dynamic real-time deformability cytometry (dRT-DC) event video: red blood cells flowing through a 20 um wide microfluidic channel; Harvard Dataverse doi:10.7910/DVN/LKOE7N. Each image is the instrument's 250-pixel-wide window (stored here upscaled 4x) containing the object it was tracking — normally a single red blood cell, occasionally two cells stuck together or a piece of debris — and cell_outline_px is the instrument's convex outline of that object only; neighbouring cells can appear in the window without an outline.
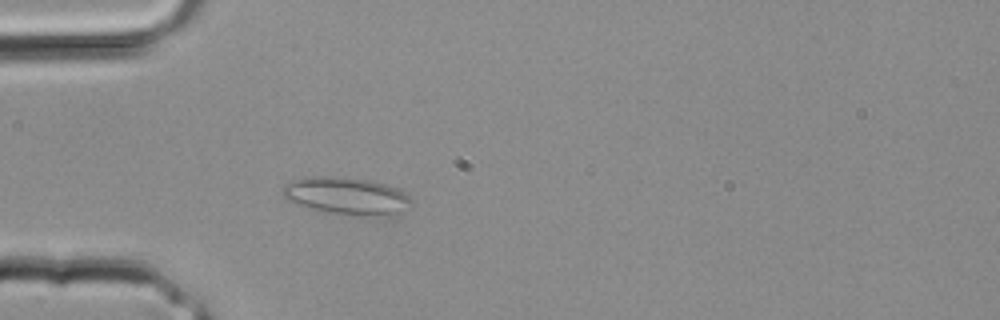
{"species": "common noctule bat (a hibernating species)", "species_latin": "Nyctalus noctula", "temperature_condition": "room temperature", "stored_images_in_passage": 23, "camera_frame_rate_fps": 3000, "um_per_image_px": 0.085, "animal": {"sex": "male", "body_mass_g": 20.4}, "frame": {"image": 1, "passage_image": 4, "time_ms": 1.0, "image_size_px": [1000, 320], "cell_outline_px": [[412, 204], [392, 216], [364, 216], [324, 212], [308, 208], [296, 204], [288, 200], [284, 196], [284, 184], [292, 180], [304, 176], [344, 176], [368, 180], [388, 184], [404, 192], [412, 200]], "centroid_in_image_um": [29.46, 16.65], "position_along_channel_um": 55.5, "area_um2": 28.38}}
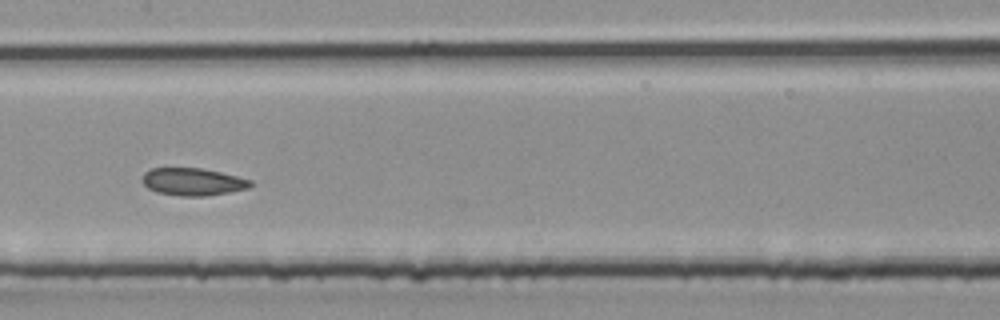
{"frame": {"image": 2, "passage_image": 11, "time_ms": 3.333, "image_size_px": [1000, 320], "cell_outline_px": [[252, 184], [248, 188], [228, 192], [204, 196], [180, 196], [156, 192], [148, 188], [140, 180], [144, 172], [152, 168], [200, 168], [220, 172], [252, 180]], "centroid_in_image_um": [16.34, 15.45], "position_along_channel_um": 191.1, "area_um2": 17.28}}
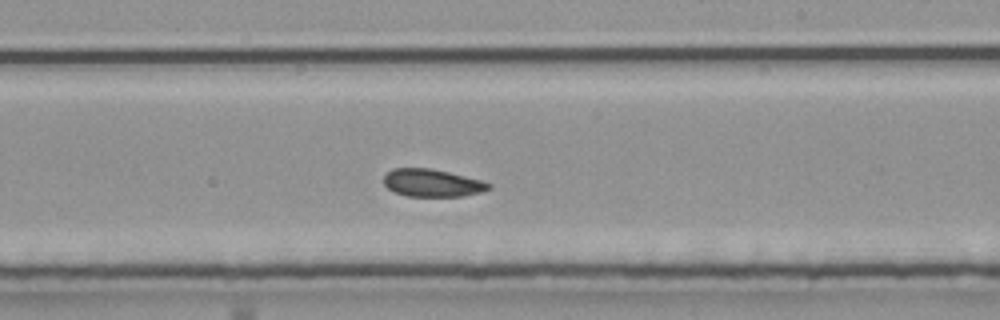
{"frame": {"image": 3, "passage_image": 14, "time_ms": 4.333, "image_size_px": [1000, 320], "cell_outline_px": [[492, 188], [480, 192], [464, 196], [408, 196], [392, 192], [384, 184], [384, 176], [392, 168], [432, 168], [480, 180], [492, 184]], "centroid_in_image_um": [36.72, 15.55], "position_along_channel_um": 252.3, "area_um2": 16.88}}